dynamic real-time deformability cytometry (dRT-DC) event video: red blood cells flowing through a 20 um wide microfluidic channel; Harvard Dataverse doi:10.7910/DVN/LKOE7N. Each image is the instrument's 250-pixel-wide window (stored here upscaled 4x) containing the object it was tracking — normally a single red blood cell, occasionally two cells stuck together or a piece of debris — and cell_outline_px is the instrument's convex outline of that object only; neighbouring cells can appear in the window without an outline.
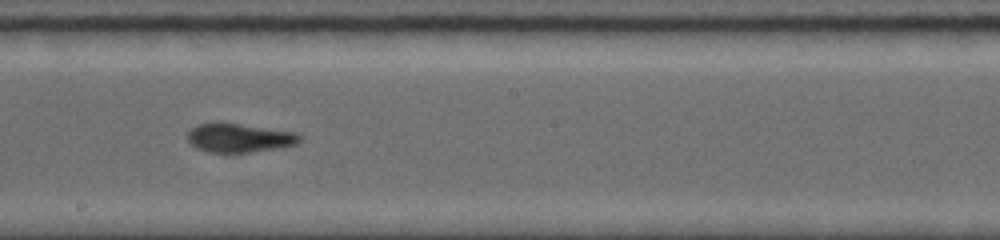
{"species": "common noctule bat (a hibernating species)", "species_latin": "Nyctalus noctula", "temperature_condition": "room temperature", "stored_images_in_passage": 55, "camera_frame_rate_fps": 5000, "um_per_image_px": 0.085, "animal": {"sex": "female", "body_mass_g": 19.0, "forearm_length_mm": 56.7}, "frame": {"image": 1, "passage_image": 28, "time_ms": 9.0, "image_size_px": [1000, 240], "cell_outline_px": [[300, 140], [296, 144], [276, 148], [248, 152], [208, 152], [196, 148], [188, 140], [188, 132], [196, 124], [216, 120], [224, 120], [292, 132], [300, 136]], "centroid_in_image_um": [20.25, 11.67], "position_along_channel_um": 228.0, "area_um2": 19.19}}